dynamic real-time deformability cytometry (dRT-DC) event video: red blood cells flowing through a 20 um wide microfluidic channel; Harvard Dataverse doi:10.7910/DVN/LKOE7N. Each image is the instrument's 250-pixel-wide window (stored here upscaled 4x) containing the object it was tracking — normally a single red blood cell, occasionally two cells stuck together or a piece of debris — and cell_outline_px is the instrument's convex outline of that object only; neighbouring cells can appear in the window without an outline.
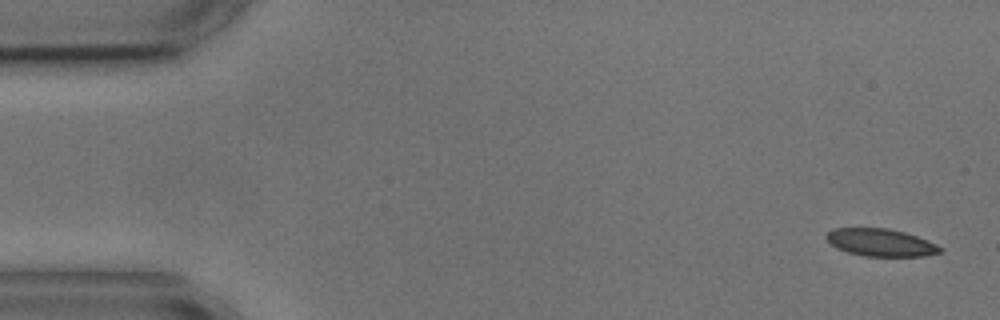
{"species": "common noctule bat (a hibernating species)", "species_latin": "Nyctalus noctula", "temperature_condition": "cold", "stored_images_in_passage": 4, "camera_frame_rate_fps": 3000, "um_per_image_px": 0.085, "animal": {"sex": "male", "body_mass_g": 17.9, "forearm_length_mm": 54.2}, "frame": {"image": 1, "passage_image": 1, "time_ms": 0.0, "image_size_px": [1000, 320], "cell_outline_px": [[944, 252], [924, 256], [864, 256], [848, 252], [836, 248], [824, 236], [832, 228], [888, 228], [904, 232], [928, 240], [944, 248]], "centroid_in_image_um": [74.89, 20.61], "position_along_channel_um": 10.1, "area_um2": 18.32}}